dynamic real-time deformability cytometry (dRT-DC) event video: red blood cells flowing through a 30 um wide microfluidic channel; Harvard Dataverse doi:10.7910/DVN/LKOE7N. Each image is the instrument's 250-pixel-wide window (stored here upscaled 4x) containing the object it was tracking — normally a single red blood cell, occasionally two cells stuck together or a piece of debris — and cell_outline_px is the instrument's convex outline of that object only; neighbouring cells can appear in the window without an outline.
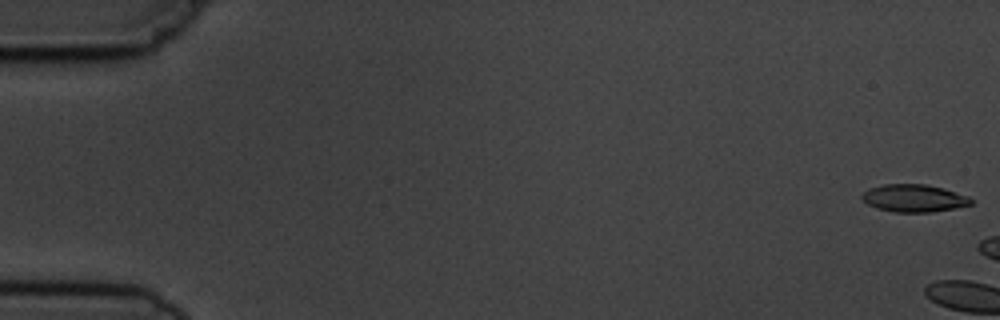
{"species": "common noctule bat (a hibernating species)", "species_latin": "Nyctalus noctula", "temperature_condition": "cold", "stored_images_in_passage": 10, "camera_frame_rate_fps": 3000, "um_per_image_px": 0.085, "animal": {"sex": "male", "body_mass_g": 19.5, "forearm_length_mm": 54.6}, "frame": {"image": 1, "passage_image": 1, "time_ms": 0.0, "image_size_px": [1000, 320], "cell_outline_px": [[972, 204], [932, 212], [892, 212], [876, 208], [868, 204], [860, 196], [868, 188], [884, 184], [924, 184], [944, 188], [968, 196], [972, 200]], "centroid_in_image_um": [77.66, 16.84], "position_along_channel_um": 7.3, "area_um2": 17.46}}
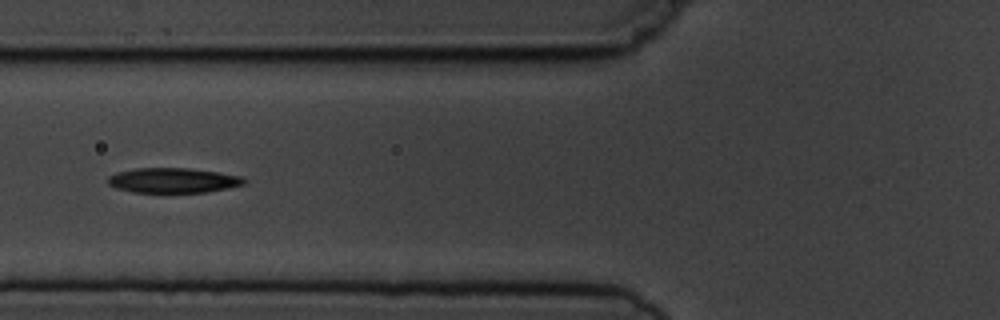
{"frame": {"image": 2, "passage_image": 7, "time_ms": 8.667, "image_size_px": [1000, 320], "cell_outline_px": [[248, 180], [244, 184], [228, 188], [204, 192], [132, 192], [116, 188], [108, 184], [108, 176], [116, 172], [136, 168], [188, 168], [244, 176]], "centroid_in_image_um": [14.72, 15.33], "position_along_channel_um": 111.1, "area_um2": 19.83}}
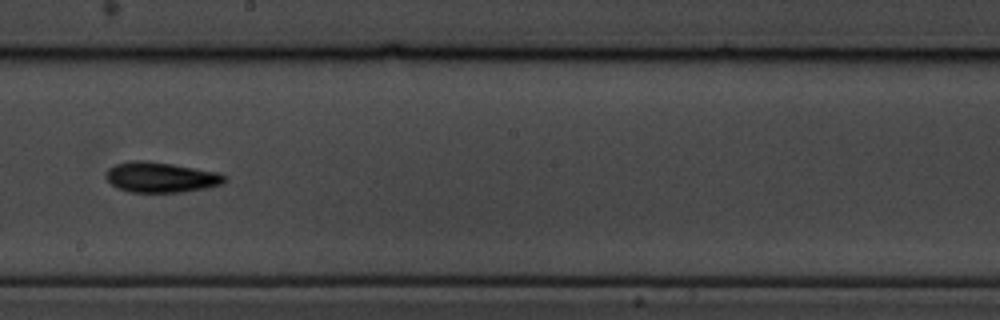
{"frame": {"image": 3, "passage_image": 10, "time_ms": 12.0, "image_size_px": [1000, 320], "cell_outline_px": [[228, 176], [220, 184], [204, 188], [180, 192], [128, 192], [116, 188], [104, 176], [104, 172], [108, 168], [116, 164], [132, 160], [144, 160], [172, 164], [216, 172]], "centroid_in_image_um": [13.59, 15.06], "position_along_channel_um": 234.6, "area_um2": 20.87}}